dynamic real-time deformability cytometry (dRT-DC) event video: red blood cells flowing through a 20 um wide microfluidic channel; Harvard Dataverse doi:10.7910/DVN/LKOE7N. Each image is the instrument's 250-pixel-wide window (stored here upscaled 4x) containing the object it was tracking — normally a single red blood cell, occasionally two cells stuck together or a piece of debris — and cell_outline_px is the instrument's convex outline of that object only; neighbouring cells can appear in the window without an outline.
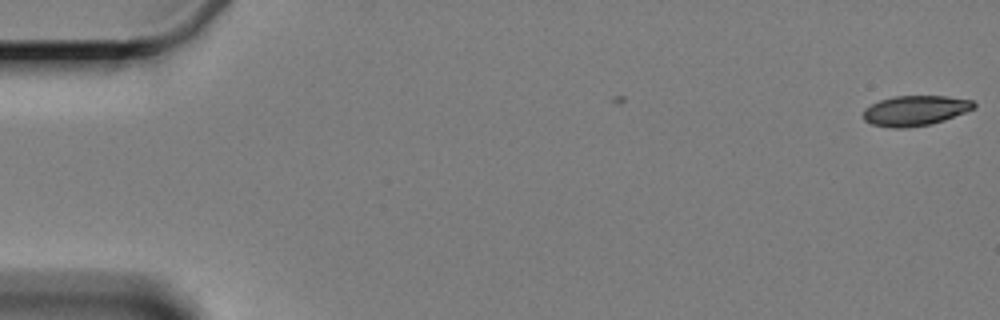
{"species": "Egyptian fruit bat (a non-hibernating species)", "species_latin": "Rousettus aegyptiacus", "temperature_condition": "cold", "stored_images_in_passage": 2, "camera_frame_rate_fps": 3000, "um_per_image_px": 0.085, "animal": {"sex": "female"}, "frame": {"image": 1, "passage_image": 2, "time_ms": 1.0, "image_size_px": [1000, 320], "cell_outline_px": [[976, 108], [944, 120], [932, 124], [904, 128], [892, 128], [872, 124], [864, 120], [864, 108], [880, 100], [896, 96], [948, 96], [972, 100], [976, 104]], "centroid_in_image_um": [77.81, 9.4], "position_along_channel_um": 7.2, "area_um2": 19.42}}